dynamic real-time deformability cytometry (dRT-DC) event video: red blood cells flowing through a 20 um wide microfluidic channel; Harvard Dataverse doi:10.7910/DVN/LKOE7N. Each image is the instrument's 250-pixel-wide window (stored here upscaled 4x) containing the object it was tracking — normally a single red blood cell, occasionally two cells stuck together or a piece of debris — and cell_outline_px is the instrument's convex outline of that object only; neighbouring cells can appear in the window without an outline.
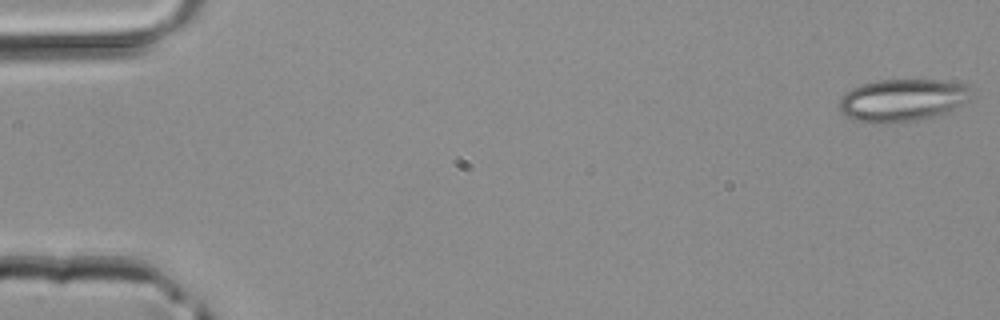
{"species": "common noctule bat (a hibernating species)", "species_latin": "Nyctalus noctula", "temperature_condition": "room temperature", "stored_images_in_passage": 46, "camera_frame_rate_fps": 3000, "um_per_image_px": 0.085, "animal": {"sex": "male", "body_mass_g": 20.4}, "frame": {"image": 1, "passage_image": 1, "time_ms": 0.0, "image_size_px": [1000, 320], "cell_outline_px": [[972, 96], [968, 100], [948, 112], [936, 116], [916, 120], [888, 124], [876, 124], [852, 120], [840, 112], [840, 96], [852, 88], [876, 80], [936, 80], [964, 84], [968, 88]], "centroid_in_image_um": [76.66, 8.54], "position_along_channel_um": 8.3, "area_um2": 32.77}}
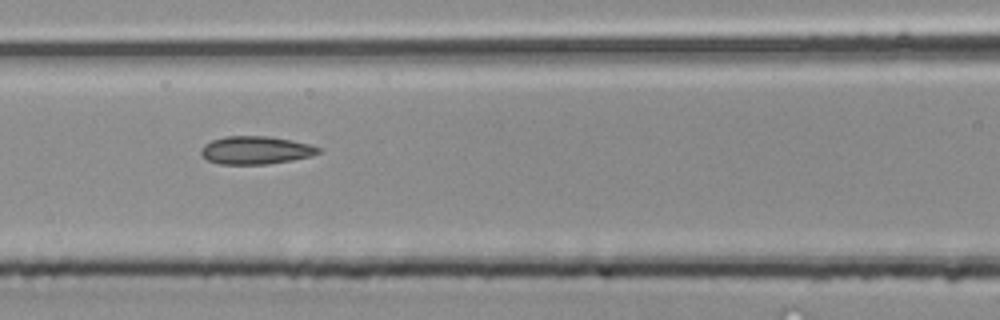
{"frame": {"image": 2, "passage_image": 20, "time_ms": 6.333, "image_size_px": [1000, 320], "cell_outline_px": [[324, 152], [312, 156], [292, 160], [268, 164], [220, 164], [208, 160], [200, 152], [200, 148], [204, 144], [212, 140], [224, 136], [268, 136], [292, 140], [308, 144], [320, 148]], "centroid_in_image_um": [21.76, 12.76], "position_along_channel_um": 144.8, "area_um2": 19.25}}
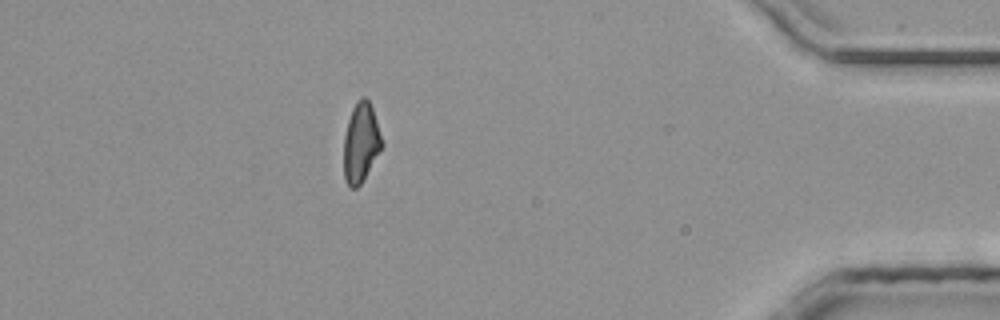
{"frame": {"image": 3, "passage_image": 40, "time_ms": 13.0, "image_size_px": [1000, 320], "cell_outline_px": [[384, 144], [360, 184], [356, 188], [348, 188], [344, 180], [344, 136], [348, 120], [352, 108], [356, 100], [364, 96], [368, 100], [372, 108]], "centroid_in_image_um": [30.66, 12.13], "position_along_channel_um": 404.5, "area_um2": 17.57}}